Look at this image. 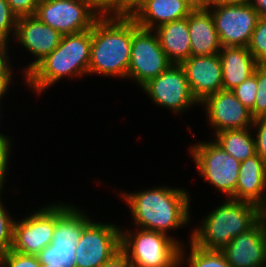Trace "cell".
<instances>
[{
	"label": "cell",
	"instance_id": "6da1fadb",
	"mask_svg": "<svg viewBox=\"0 0 266 267\" xmlns=\"http://www.w3.org/2000/svg\"><path fill=\"white\" fill-rule=\"evenodd\" d=\"M135 227L167 234L190 221V195L181 188L160 187L121 193ZM169 230V231H168Z\"/></svg>",
	"mask_w": 266,
	"mask_h": 267
},
{
	"label": "cell",
	"instance_id": "7a4b0ae2",
	"mask_svg": "<svg viewBox=\"0 0 266 267\" xmlns=\"http://www.w3.org/2000/svg\"><path fill=\"white\" fill-rule=\"evenodd\" d=\"M132 18L102 14L92 26L88 74L126 78L131 57Z\"/></svg>",
	"mask_w": 266,
	"mask_h": 267
},
{
	"label": "cell",
	"instance_id": "3957f363",
	"mask_svg": "<svg viewBox=\"0 0 266 267\" xmlns=\"http://www.w3.org/2000/svg\"><path fill=\"white\" fill-rule=\"evenodd\" d=\"M92 45V28L62 35L59 45L26 76L28 87L41 94L63 77L88 75Z\"/></svg>",
	"mask_w": 266,
	"mask_h": 267
},
{
	"label": "cell",
	"instance_id": "277c9868",
	"mask_svg": "<svg viewBox=\"0 0 266 267\" xmlns=\"http://www.w3.org/2000/svg\"><path fill=\"white\" fill-rule=\"evenodd\" d=\"M263 210L249 201L226 198L192 231L190 242L203 249L222 250L234 237L251 229Z\"/></svg>",
	"mask_w": 266,
	"mask_h": 267
},
{
	"label": "cell",
	"instance_id": "5b68a950",
	"mask_svg": "<svg viewBox=\"0 0 266 267\" xmlns=\"http://www.w3.org/2000/svg\"><path fill=\"white\" fill-rule=\"evenodd\" d=\"M121 229V251L132 267H181L184 264V243L168 234L137 228Z\"/></svg>",
	"mask_w": 266,
	"mask_h": 267
},
{
	"label": "cell",
	"instance_id": "8992f818",
	"mask_svg": "<svg viewBox=\"0 0 266 267\" xmlns=\"http://www.w3.org/2000/svg\"><path fill=\"white\" fill-rule=\"evenodd\" d=\"M71 204L55 203V230L51 244L36 256L42 267H76V245L82 229L91 220Z\"/></svg>",
	"mask_w": 266,
	"mask_h": 267
},
{
	"label": "cell",
	"instance_id": "52a82bcc",
	"mask_svg": "<svg viewBox=\"0 0 266 267\" xmlns=\"http://www.w3.org/2000/svg\"><path fill=\"white\" fill-rule=\"evenodd\" d=\"M196 142L190 153L201 175L215 188L231 198L236 190L241 162L230 156L215 141Z\"/></svg>",
	"mask_w": 266,
	"mask_h": 267
},
{
	"label": "cell",
	"instance_id": "ba28073f",
	"mask_svg": "<svg viewBox=\"0 0 266 267\" xmlns=\"http://www.w3.org/2000/svg\"><path fill=\"white\" fill-rule=\"evenodd\" d=\"M101 15L92 0H40L35 13L62 35L91 29Z\"/></svg>",
	"mask_w": 266,
	"mask_h": 267
},
{
	"label": "cell",
	"instance_id": "9c48e42d",
	"mask_svg": "<svg viewBox=\"0 0 266 267\" xmlns=\"http://www.w3.org/2000/svg\"><path fill=\"white\" fill-rule=\"evenodd\" d=\"M171 64L154 30L142 29L132 19V46L127 78L135 80L142 87Z\"/></svg>",
	"mask_w": 266,
	"mask_h": 267
},
{
	"label": "cell",
	"instance_id": "30bf717a",
	"mask_svg": "<svg viewBox=\"0 0 266 267\" xmlns=\"http://www.w3.org/2000/svg\"><path fill=\"white\" fill-rule=\"evenodd\" d=\"M121 228L92 221L82 229L76 245V267H99L121 249Z\"/></svg>",
	"mask_w": 266,
	"mask_h": 267
},
{
	"label": "cell",
	"instance_id": "8fae6325",
	"mask_svg": "<svg viewBox=\"0 0 266 267\" xmlns=\"http://www.w3.org/2000/svg\"><path fill=\"white\" fill-rule=\"evenodd\" d=\"M207 9L213 17L222 47H248L259 19L258 12L250 2L208 6Z\"/></svg>",
	"mask_w": 266,
	"mask_h": 267
},
{
	"label": "cell",
	"instance_id": "7c38bea8",
	"mask_svg": "<svg viewBox=\"0 0 266 267\" xmlns=\"http://www.w3.org/2000/svg\"><path fill=\"white\" fill-rule=\"evenodd\" d=\"M141 88L156 105L166 107L173 113L186 112L189 107L199 104L191 93L185 71L180 64H171Z\"/></svg>",
	"mask_w": 266,
	"mask_h": 267
},
{
	"label": "cell",
	"instance_id": "4fadbf2b",
	"mask_svg": "<svg viewBox=\"0 0 266 267\" xmlns=\"http://www.w3.org/2000/svg\"><path fill=\"white\" fill-rule=\"evenodd\" d=\"M14 223L12 250L37 255L51 244L55 230V203Z\"/></svg>",
	"mask_w": 266,
	"mask_h": 267
},
{
	"label": "cell",
	"instance_id": "5bb4252c",
	"mask_svg": "<svg viewBox=\"0 0 266 267\" xmlns=\"http://www.w3.org/2000/svg\"><path fill=\"white\" fill-rule=\"evenodd\" d=\"M214 133L223 130L251 128L254 118L231 90H219L202 103Z\"/></svg>",
	"mask_w": 266,
	"mask_h": 267
},
{
	"label": "cell",
	"instance_id": "9a60e30c",
	"mask_svg": "<svg viewBox=\"0 0 266 267\" xmlns=\"http://www.w3.org/2000/svg\"><path fill=\"white\" fill-rule=\"evenodd\" d=\"M61 37L62 34L41 22L36 16L18 18L13 38L35 57L34 61L23 69L24 77L59 45Z\"/></svg>",
	"mask_w": 266,
	"mask_h": 267
},
{
	"label": "cell",
	"instance_id": "2e32d148",
	"mask_svg": "<svg viewBox=\"0 0 266 267\" xmlns=\"http://www.w3.org/2000/svg\"><path fill=\"white\" fill-rule=\"evenodd\" d=\"M266 219L234 237L221 251L231 267H264Z\"/></svg>",
	"mask_w": 266,
	"mask_h": 267
},
{
	"label": "cell",
	"instance_id": "e0dca14e",
	"mask_svg": "<svg viewBox=\"0 0 266 267\" xmlns=\"http://www.w3.org/2000/svg\"><path fill=\"white\" fill-rule=\"evenodd\" d=\"M193 97L202 103L222 90V63L218 54L190 56L181 64Z\"/></svg>",
	"mask_w": 266,
	"mask_h": 267
},
{
	"label": "cell",
	"instance_id": "ac0fdd59",
	"mask_svg": "<svg viewBox=\"0 0 266 267\" xmlns=\"http://www.w3.org/2000/svg\"><path fill=\"white\" fill-rule=\"evenodd\" d=\"M265 192L266 164L255 154L241 162L236 190L230 199L249 201L263 209L266 206Z\"/></svg>",
	"mask_w": 266,
	"mask_h": 267
},
{
	"label": "cell",
	"instance_id": "d6986e66",
	"mask_svg": "<svg viewBox=\"0 0 266 267\" xmlns=\"http://www.w3.org/2000/svg\"><path fill=\"white\" fill-rule=\"evenodd\" d=\"M191 56L215 55L221 50V44L211 12L205 9H193L188 16Z\"/></svg>",
	"mask_w": 266,
	"mask_h": 267
},
{
	"label": "cell",
	"instance_id": "ffe728a7",
	"mask_svg": "<svg viewBox=\"0 0 266 267\" xmlns=\"http://www.w3.org/2000/svg\"><path fill=\"white\" fill-rule=\"evenodd\" d=\"M222 63V90H232L248 79L259 63L248 47H221L218 53Z\"/></svg>",
	"mask_w": 266,
	"mask_h": 267
},
{
	"label": "cell",
	"instance_id": "44dd1931",
	"mask_svg": "<svg viewBox=\"0 0 266 267\" xmlns=\"http://www.w3.org/2000/svg\"><path fill=\"white\" fill-rule=\"evenodd\" d=\"M192 10L184 0H146L132 19L140 28L154 30L163 24L187 18Z\"/></svg>",
	"mask_w": 266,
	"mask_h": 267
},
{
	"label": "cell",
	"instance_id": "7402d4cb",
	"mask_svg": "<svg viewBox=\"0 0 266 267\" xmlns=\"http://www.w3.org/2000/svg\"><path fill=\"white\" fill-rule=\"evenodd\" d=\"M154 32L172 64H181L191 56L188 17L163 24Z\"/></svg>",
	"mask_w": 266,
	"mask_h": 267
},
{
	"label": "cell",
	"instance_id": "603a6c76",
	"mask_svg": "<svg viewBox=\"0 0 266 267\" xmlns=\"http://www.w3.org/2000/svg\"><path fill=\"white\" fill-rule=\"evenodd\" d=\"M214 135V141L240 162L256 154L255 138L252 136L251 128L223 130Z\"/></svg>",
	"mask_w": 266,
	"mask_h": 267
},
{
	"label": "cell",
	"instance_id": "cb8c5ba5",
	"mask_svg": "<svg viewBox=\"0 0 266 267\" xmlns=\"http://www.w3.org/2000/svg\"><path fill=\"white\" fill-rule=\"evenodd\" d=\"M188 267H231L221 250L203 249L189 242Z\"/></svg>",
	"mask_w": 266,
	"mask_h": 267
},
{
	"label": "cell",
	"instance_id": "d4e9b609",
	"mask_svg": "<svg viewBox=\"0 0 266 267\" xmlns=\"http://www.w3.org/2000/svg\"><path fill=\"white\" fill-rule=\"evenodd\" d=\"M248 49L259 64H266V17H259Z\"/></svg>",
	"mask_w": 266,
	"mask_h": 267
},
{
	"label": "cell",
	"instance_id": "484cf974",
	"mask_svg": "<svg viewBox=\"0 0 266 267\" xmlns=\"http://www.w3.org/2000/svg\"><path fill=\"white\" fill-rule=\"evenodd\" d=\"M0 193V255L12 249L15 220L6 212Z\"/></svg>",
	"mask_w": 266,
	"mask_h": 267
},
{
	"label": "cell",
	"instance_id": "4316f807",
	"mask_svg": "<svg viewBox=\"0 0 266 267\" xmlns=\"http://www.w3.org/2000/svg\"><path fill=\"white\" fill-rule=\"evenodd\" d=\"M237 99L250 111L254 108L257 93V67L254 73L231 90Z\"/></svg>",
	"mask_w": 266,
	"mask_h": 267
},
{
	"label": "cell",
	"instance_id": "83f0119b",
	"mask_svg": "<svg viewBox=\"0 0 266 267\" xmlns=\"http://www.w3.org/2000/svg\"><path fill=\"white\" fill-rule=\"evenodd\" d=\"M252 117H266V64L257 66V93L254 108L250 111Z\"/></svg>",
	"mask_w": 266,
	"mask_h": 267
},
{
	"label": "cell",
	"instance_id": "f1b7e54d",
	"mask_svg": "<svg viewBox=\"0 0 266 267\" xmlns=\"http://www.w3.org/2000/svg\"><path fill=\"white\" fill-rule=\"evenodd\" d=\"M145 3L146 0H117L104 15L111 18H133Z\"/></svg>",
	"mask_w": 266,
	"mask_h": 267
},
{
	"label": "cell",
	"instance_id": "f546056e",
	"mask_svg": "<svg viewBox=\"0 0 266 267\" xmlns=\"http://www.w3.org/2000/svg\"><path fill=\"white\" fill-rule=\"evenodd\" d=\"M18 16L12 11L7 0H0V37L9 42V35H15Z\"/></svg>",
	"mask_w": 266,
	"mask_h": 267
},
{
	"label": "cell",
	"instance_id": "4dcf8cb0",
	"mask_svg": "<svg viewBox=\"0 0 266 267\" xmlns=\"http://www.w3.org/2000/svg\"><path fill=\"white\" fill-rule=\"evenodd\" d=\"M0 267H42L36 255L22 254L12 249L0 255Z\"/></svg>",
	"mask_w": 266,
	"mask_h": 267
},
{
	"label": "cell",
	"instance_id": "1f68e13d",
	"mask_svg": "<svg viewBox=\"0 0 266 267\" xmlns=\"http://www.w3.org/2000/svg\"><path fill=\"white\" fill-rule=\"evenodd\" d=\"M251 128L257 130L255 135L256 154L266 164V117L255 118Z\"/></svg>",
	"mask_w": 266,
	"mask_h": 267
},
{
	"label": "cell",
	"instance_id": "d6a6232c",
	"mask_svg": "<svg viewBox=\"0 0 266 267\" xmlns=\"http://www.w3.org/2000/svg\"><path fill=\"white\" fill-rule=\"evenodd\" d=\"M11 139L0 132V193L4 189L5 177L8 172V163L11 152Z\"/></svg>",
	"mask_w": 266,
	"mask_h": 267
},
{
	"label": "cell",
	"instance_id": "836d02e7",
	"mask_svg": "<svg viewBox=\"0 0 266 267\" xmlns=\"http://www.w3.org/2000/svg\"><path fill=\"white\" fill-rule=\"evenodd\" d=\"M12 11L19 17L35 16L40 0H7Z\"/></svg>",
	"mask_w": 266,
	"mask_h": 267
},
{
	"label": "cell",
	"instance_id": "e575fe53",
	"mask_svg": "<svg viewBox=\"0 0 266 267\" xmlns=\"http://www.w3.org/2000/svg\"><path fill=\"white\" fill-rule=\"evenodd\" d=\"M7 41L0 44V76H12V69L10 67Z\"/></svg>",
	"mask_w": 266,
	"mask_h": 267
},
{
	"label": "cell",
	"instance_id": "d590c367",
	"mask_svg": "<svg viewBox=\"0 0 266 267\" xmlns=\"http://www.w3.org/2000/svg\"><path fill=\"white\" fill-rule=\"evenodd\" d=\"M99 267H132L127 256L120 250L109 261Z\"/></svg>",
	"mask_w": 266,
	"mask_h": 267
},
{
	"label": "cell",
	"instance_id": "8d00e7d4",
	"mask_svg": "<svg viewBox=\"0 0 266 267\" xmlns=\"http://www.w3.org/2000/svg\"><path fill=\"white\" fill-rule=\"evenodd\" d=\"M117 0H92L94 6L104 14Z\"/></svg>",
	"mask_w": 266,
	"mask_h": 267
},
{
	"label": "cell",
	"instance_id": "74e56055",
	"mask_svg": "<svg viewBox=\"0 0 266 267\" xmlns=\"http://www.w3.org/2000/svg\"><path fill=\"white\" fill-rule=\"evenodd\" d=\"M251 0H208V6H222L249 3Z\"/></svg>",
	"mask_w": 266,
	"mask_h": 267
},
{
	"label": "cell",
	"instance_id": "f35d334b",
	"mask_svg": "<svg viewBox=\"0 0 266 267\" xmlns=\"http://www.w3.org/2000/svg\"><path fill=\"white\" fill-rule=\"evenodd\" d=\"M250 4L256 9L259 17H266V0H251Z\"/></svg>",
	"mask_w": 266,
	"mask_h": 267
},
{
	"label": "cell",
	"instance_id": "ab89813d",
	"mask_svg": "<svg viewBox=\"0 0 266 267\" xmlns=\"http://www.w3.org/2000/svg\"><path fill=\"white\" fill-rule=\"evenodd\" d=\"M11 81L12 76H0V100L3 98V95L7 94V90L10 87Z\"/></svg>",
	"mask_w": 266,
	"mask_h": 267
},
{
	"label": "cell",
	"instance_id": "60d3db41",
	"mask_svg": "<svg viewBox=\"0 0 266 267\" xmlns=\"http://www.w3.org/2000/svg\"><path fill=\"white\" fill-rule=\"evenodd\" d=\"M193 9H205L208 7V0H184Z\"/></svg>",
	"mask_w": 266,
	"mask_h": 267
},
{
	"label": "cell",
	"instance_id": "b9f144b4",
	"mask_svg": "<svg viewBox=\"0 0 266 267\" xmlns=\"http://www.w3.org/2000/svg\"><path fill=\"white\" fill-rule=\"evenodd\" d=\"M266 266V247H265V263H264V267Z\"/></svg>",
	"mask_w": 266,
	"mask_h": 267
},
{
	"label": "cell",
	"instance_id": "7bdbcfd3",
	"mask_svg": "<svg viewBox=\"0 0 266 267\" xmlns=\"http://www.w3.org/2000/svg\"><path fill=\"white\" fill-rule=\"evenodd\" d=\"M263 217L266 219V211H263Z\"/></svg>",
	"mask_w": 266,
	"mask_h": 267
},
{
	"label": "cell",
	"instance_id": "ee69618b",
	"mask_svg": "<svg viewBox=\"0 0 266 267\" xmlns=\"http://www.w3.org/2000/svg\"><path fill=\"white\" fill-rule=\"evenodd\" d=\"M4 40L0 37V44L3 42Z\"/></svg>",
	"mask_w": 266,
	"mask_h": 267
}]
</instances>
